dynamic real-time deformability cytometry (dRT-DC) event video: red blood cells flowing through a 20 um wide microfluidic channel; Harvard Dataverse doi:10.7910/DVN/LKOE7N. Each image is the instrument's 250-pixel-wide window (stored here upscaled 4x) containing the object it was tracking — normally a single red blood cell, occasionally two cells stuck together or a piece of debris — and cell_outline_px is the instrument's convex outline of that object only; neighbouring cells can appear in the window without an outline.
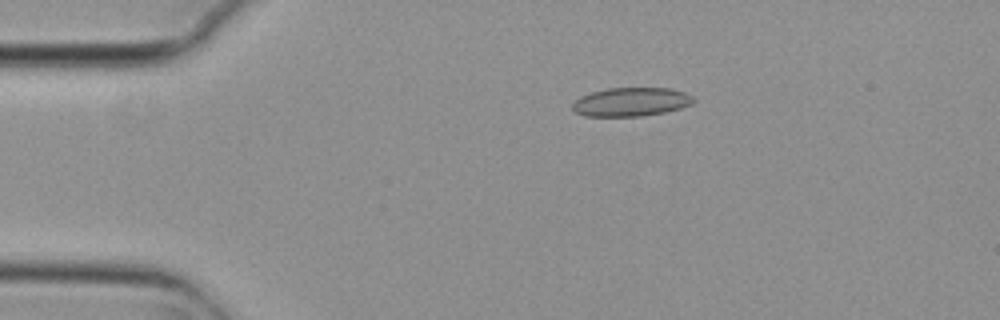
{"species": "common noctule bat (a hibernating species)", "species_latin": "Nyctalus noctula", "temperature_condition": "cold", "stored_images_in_passage": 5, "camera_frame_rate_fps": 3000, "um_per_image_px": 0.085, "animal": {"sex": "female", "body_mass_g": 29.2, "forearm_length_mm": 56.3}, "frame": {"image": 1, "passage_image": 2, "time_ms": 0.333, "image_size_px": [1000, 320], "cell_outline_px": [[696, 100], [692, 104], [680, 108], [664, 112], [640, 116], [584, 116], [576, 112], [572, 108], [572, 104], [580, 96], [592, 92], [608, 88], [672, 88], [684, 92], [692, 96]], "centroid_in_image_um": [53.65, 8.66], "position_along_channel_um": 31.4, "area_um2": 20.23}}
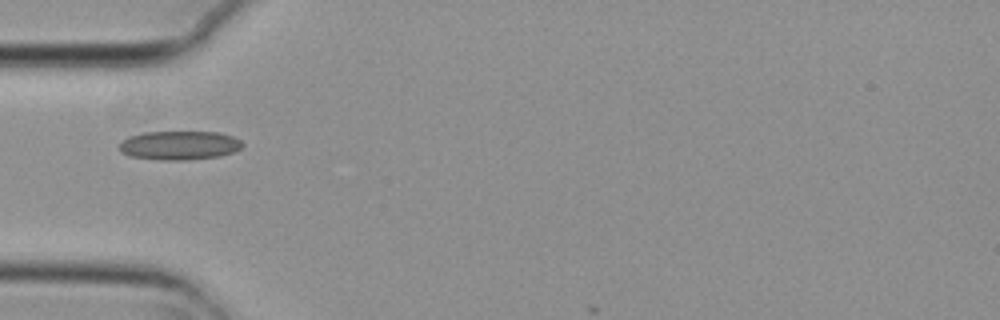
{"frame": {"image": 2, "passage_image": 4, "time_ms": 1.0, "image_size_px": [1000, 320], "cell_outline_px": [[244, 144], [240, 148], [232, 152], [220, 156], [188, 160], [164, 160], [128, 156], [120, 152], [116, 148], [120, 140], [128, 136], [144, 132], [220, 132], [232, 136], [240, 140]], "centroid_in_image_um": [15.17, 12.35], "position_along_channel_um": 69.8, "area_um2": 21.04}}